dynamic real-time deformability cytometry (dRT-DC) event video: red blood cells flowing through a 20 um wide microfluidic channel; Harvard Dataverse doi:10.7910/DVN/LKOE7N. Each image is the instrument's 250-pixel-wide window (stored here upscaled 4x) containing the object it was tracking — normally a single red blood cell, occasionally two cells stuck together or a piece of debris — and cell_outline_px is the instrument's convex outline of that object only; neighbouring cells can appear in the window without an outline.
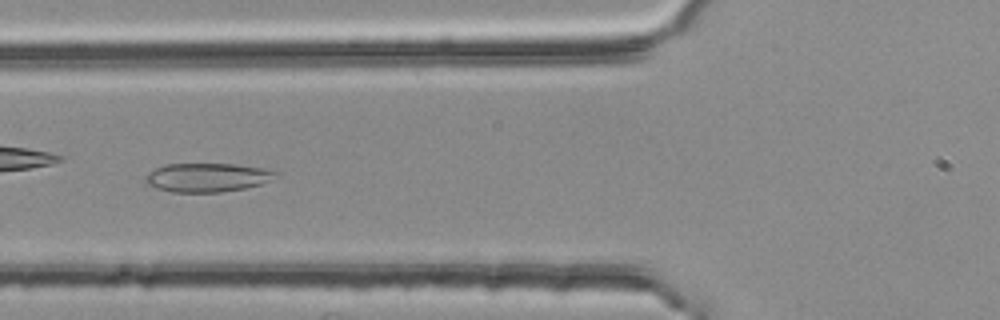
{"species": "common noctule bat (a hibernating species)", "species_latin": "Nyctalus noctula", "temperature_condition": "room temperature", "stored_images_in_passage": 46, "camera_frame_rate_fps": 3000, "um_per_image_px": 0.085, "animal": {"sex": "female", "body_mass_g": 25.1}, "frame": {"image": 1, "passage_image": 14, "time_ms": 4.333, "image_size_px": [1000, 320], "cell_outline_px": [[280, 176], [264, 184], [244, 188], [220, 192], [172, 192], [156, 188], [148, 184], [144, 180], [148, 172], [164, 164], [232, 164], [264, 168], [280, 172]], "centroid_in_image_um": [17.67, 15.08], "position_along_channel_um": 108.1, "area_um2": 22.08}}
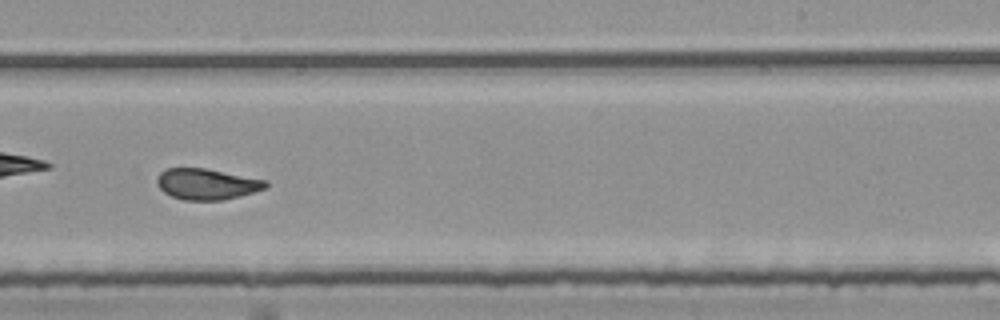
{"frame": {"image": 2, "passage_image": 27, "time_ms": 8.667, "image_size_px": [1000, 320], "cell_outline_px": [[268, 188], [240, 196], [224, 200], [184, 200], [172, 196], [164, 192], [156, 184], [156, 176], [164, 168], [204, 168], [268, 180]], "centroid_in_image_um": [17.58, 15.64], "position_along_channel_um": 271.4, "area_um2": 19.83}, "authors_computed_cell_mechanics": {"area_um2": 20.23, "velocity_mm_per_s": 3.7651, "shape_relaxation_time_tau1_ms": 8.9191, "shape_relaxation_time_tau2_ms": 1.1805, "deformation_change_tau1": 0.1893, "deformation_change_tau2": 0.0782}}